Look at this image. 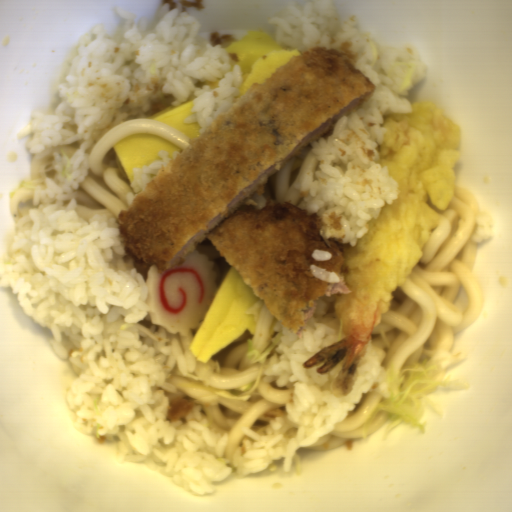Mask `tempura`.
I'll list each match as a JSON object with an SVG mask.
<instances>
[{"label":"tempura","mask_w":512,"mask_h":512,"mask_svg":"<svg viewBox=\"0 0 512 512\" xmlns=\"http://www.w3.org/2000/svg\"><path fill=\"white\" fill-rule=\"evenodd\" d=\"M409 103L412 113L384 114L382 141L376 147L380 164L400 192L371 218L367 232L353 246L341 245L347 266L342 276L352 293L323 296L328 303L323 316L337 319L346 337L302 364L304 368L323 362L317 368L321 374L344 359L330 384L337 398L351 394L370 335L383 320L394 291L420 261L456 186L458 125L436 104Z\"/></svg>","instance_id":"8679c707"}]
</instances>
